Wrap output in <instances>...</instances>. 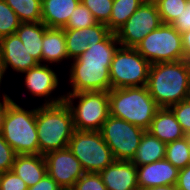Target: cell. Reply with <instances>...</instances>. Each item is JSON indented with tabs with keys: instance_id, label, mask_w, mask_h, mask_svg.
Returning a JSON list of instances; mask_svg holds the SVG:
<instances>
[{
	"instance_id": "cell-15",
	"label": "cell",
	"mask_w": 190,
	"mask_h": 190,
	"mask_svg": "<svg viewBox=\"0 0 190 190\" xmlns=\"http://www.w3.org/2000/svg\"><path fill=\"white\" fill-rule=\"evenodd\" d=\"M68 63L84 53L89 44L103 41L111 31L106 24L97 23L83 29H64Z\"/></svg>"
},
{
	"instance_id": "cell-6",
	"label": "cell",
	"mask_w": 190,
	"mask_h": 190,
	"mask_svg": "<svg viewBox=\"0 0 190 190\" xmlns=\"http://www.w3.org/2000/svg\"><path fill=\"white\" fill-rule=\"evenodd\" d=\"M68 148L80 161L84 172L99 173L115 161L100 131L75 129Z\"/></svg>"
},
{
	"instance_id": "cell-13",
	"label": "cell",
	"mask_w": 190,
	"mask_h": 190,
	"mask_svg": "<svg viewBox=\"0 0 190 190\" xmlns=\"http://www.w3.org/2000/svg\"><path fill=\"white\" fill-rule=\"evenodd\" d=\"M47 174L63 189L71 190L85 173L80 161L66 149L47 153L45 156Z\"/></svg>"
},
{
	"instance_id": "cell-23",
	"label": "cell",
	"mask_w": 190,
	"mask_h": 190,
	"mask_svg": "<svg viewBox=\"0 0 190 190\" xmlns=\"http://www.w3.org/2000/svg\"><path fill=\"white\" fill-rule=\"evenodd\" d=\"M166 143L160 141L147 130L131 162L137 167L165 159Z\"/></svg>"
},
{
	"instance_id": "cell-37",
	"label": "cell",
	"mask_w": 190,
	"mask_h": 190,
	"mask_svg": "<svg viewBox=\"0 0 190 190\" xmlns=\"http://www.w3.org/2000/svg\"><path fill=\"white\" fill-rule=\"evenodd\" d=\"M28 190H63L48 174Z\"/></svg>"
},
{
	"instance_id": "cell-30",
	"label": "cell",
	"mask_w": 190,
	"mask_h": 190,
	"mask_svg": "<svg viewBox=\"0 0 190 190\" xmlns=\"http://www.w3.org/2000/svg\"><path fill=\"white\" fill-rule=\"evenodd\" d=\"M97 23L91 11L80 2L73 10L68 23L63 29H83Z\"/></svg>"
},
{
	"instance_id": "cell-24",
	"label": "cell",
	"mask_w": 190,
	"mask_h": 190,
	"mask_svg": "<svg viewBox=\"0 0 190 190\" xmlns=\"http://www.w3.org/2000/svg\"><path fill=\"white\" fill-rule=\"evenodd\" d=\"M48 27L42 22L21 23L15 34L29 54L42 64V41Z\"/></svg>"
},
{
	"instance_id": "cell-3",
	"label": "cell",
	"mask_w": 190,
	"mask_h": 190,
	"mask_svg": "<svg viewBox=\"0 0 190 190\" xmlns=\"http://www.w3.org/2000/svg\"><path fill=\"white\" fill-rule=\"evenodd\" d=\"M110 115L148 130L160 108L146 86L116 88L108 91Z\"/></svg>"
},
{
	"instance_id": "cell-28",
	"label": "cell",
	"mask_w": 190,
	"mask_h": 190,
	"mask_svg": "<svg viewBox=\"0 0 190 190\" xmlns=\"http://www.w3.org/2000/svg\"><path fill=\"white\" fill-rule=\"evenodd\" d=\"M21 22L14 10L5 2L0 0V38L15 34Z\"/></svg>"
},
{
	"instance_id": "cell-31",
	"label": "cell",
	"mask_w": 190,
	"mask_h": 190,
	"mask_svg": "<svg viewBox=\"0 0 190 190\" xmlns=\"http://www.w3.org/2000/svg\"><path fill=\"white\" fill-rule=\"evenodd\" d=\"M114 0H80L93 14L98 23L107 24L110 20Z\"/></svg>"
},
{
	"instance_id": "cell-35",
	"label": "cell",
	"mask_w": 190,
	"mask_h": 190,
	"mask_svg": "<svg viewBox=\"0 0 190 190\" xmlns=\"http://www.w3.org/2000/svg\"><path fill=\"white\" fill-rule=\"evenodd\" d=\"M0 190H28L26 183L12 170L0 173Z\"/></svg>"
},
{
	"instance_id": "cell-29",
	"label": "cell",
	"mask_w": 190,
	"mask_h": 190,
	"mask_svg": "<svg viewBox=\"0 0 190 190\" xmlns=\"http://www.w3.org/2000/svg\"><path fill=\"white\" fill-rule=\"evenodd\" d=\"M188 0H162L157 4L158 11L164 24H172L184 12Z\"/></svg>"
},
{
	"instance_id": "cell-41",
	"label": "cell",
	"mask_w": 190,
	"mask_h": 190,
	"mask_svg": "<svg viewBox=\"0 0 190 190\" xmlns=\"http://www.w3.org/2000/svg\"><path fill=\"white\" fill-rule=\"evenodd\" d=\"M145 190H179L177 185H163V186H154L147 188Z\"/></svg>"
},
{
	"instance_id": "cell-39",
	"label": "cell",
	"mask_w": 190,
	"mask_h": 190,
	"mask_svg": "<svg viewBox=\"0 0 190 190\" xmlns=\"http://www.w3.org/2000/svg\"><path fill=\"white\" fill-rule=\"evenodd\" d=\"M13 100L14 99L10 96V94L8 95L7 92H5L4 90L1 91L0 93V133L2 132V129H3V123H4V118H5L7 109Z\"/></svg>"
},
{
	"instance_id": "cell-17",
	"label": "cell",
	"mask_w": 190,
	"mask_h": 190,
	"mask_svg": "<svg viewBox=\"0 0 190 190\" xmlns=\"http://www.w3.org/2000/svg\"><path fill=\"white\" fill-rule=\"evenodd\" d=\"M107 190H139L137 168L131 161H114L99 172Z\"/></svg>"
},
{
	"instance_id": "cell-43",
	"label": "cell",
	"mask_w": 190,
	"mask_h": 190,
	"mask_svg": "<svg viewBox=\"0 0 190 190\" xmlns=\"http://www.w3.org/2000/svg\"><path fill=\"white\" fill-rule=\"evenodd\" d=\"M161 1L162 0H144V2L151 3V4H154V5H157Z\"/></svg>"
},
{
	"instance_id": "cell-42",
	"label": "cell",
	"mask_w": 190,
	"mask_h": 190,
	"mask_svg": "<svg viewBox=\"0 0 190 190\" xmlns=\"http://www.w3.org/2000/svg\"><path fill=\"white\" fill-rule=\"evenodd\" d=\"M4 72H3V69H2V64H1V53H0V82L3 83V80H4Z\"/></svg>"
},
{
	"instance_id": "cell-22",
	"label": "cell",
	"mask_w": 190,
	"mask_h": 190,
	"mask_svg": "<svg viewBox=\"0 0 190 190\" xmlns=\"http://www.w3.org/2000/svg\"><path fill=\"white\" fill-rule=\"evenodd\" d=\"M116 33H110L103 41L89 44L87 50L70 62L111 63L119 48Z\"/></svg>"
},
{
	"instance_id": "cell-14",
	"label": "cell",
	"mask_w": 190,
	"mask_h": 190,
	"mask_svg": "<svg viewBox=\"0 0 190 190\" xmlns=\"http://www.w3.org/2000/svg\"><path fill=\"white\" fill-rule=\"evenodd\" d=\"M0 53L4 77L9 74L7 73L8 70H12L15 74H22L39 64V62L29 54L16 34L0 38Z\"/></svg>"
},
{
	"instance_id": "cell-44",
	"label": "cell",
	"mask_w": 190,
	"mask_h": 190,
	"mask_svg": "<svg viewBox=\"0 0 190 190\" xmlns=\"http://www.w3.org/2000/svg\"><path fill=\"white\" fill-rule=\"evenodd\" d=\"M188 142H189V146H190V133L186 135Z\"/></svg>"
},
{
	"instance_id": "cell-7",
	"label": "cell",
	"mask_w": 190,
	"mask_h": 190,
	"mask_svg": "<svg viewBox=\"0 0 190 190\" xmlns=\"http://www.w3.org/2000/svg\"><path fill=\"white\" fill-rule=\"evenodd\" d=\"M135 48L151 65L184 60L182 36L171 24L162 23Z\"/></svg>"
},
{
	"instance_id": "cell-5",
	"label": "cell",
	"mask_w": 190,
	"mask_h": 190,
	"mask_svg": "<svg viewBox=\"0 0 190 190\" xmlns=\"http://www.w3.org/2000/svg\"><path fill=\"white\" fill-rule=\"evenodd\" d=\"M64 101L71 110L76 130L100 131L110 115L107 91L65 93Z\"/></svg>"
},
{
	"instance_id": "cell-10",
	"label": "cell",
	"mask_w": 190,
	"mask_h": 190,
	"mask_svg": "<svg viewBox=\"0 0 190 190\" xmlns=\"http://www.w3.org/2000/svg\"><path fill=\"white\" fill-rule=\"evenodd\" d=\"M111 63L69 62L68 87L65 93H80L111 90Z\"/></svg>"
},
{
	"instance_id": "cell-45",
	"label": "cell",
	"mask_w": 190,
	"mask_h": 190,
	"mask_svg": "<svg viewBox=\"0 0 190 190\" xmlns=\"http://www.w3.org/2000/svg\"><path fill=\"white\" fill-rule=\"evenodd\" d=\"M2 85H3V84L0 82V91H3V90H1Z\"/></svg>"
},
{
	"instance_id": "cell-8",
	"label": "cell",
	"mask_w": 190,
	"mask_h": 190,
	"mask_svg": "<svg viewBox=\"0 0 190 190\" xmlns=\"http://www.w3.org/2000/svg\"><path fill=\"white\" fill-rule=\"evenodd\" d=\"M150 66L136 48L119 46L109 70L111 89L146 86Z\"/></svg>"
},
{
	"instance_id": "cell-11",
	"label": "cell",
	"mask_w": 190,
	"mask_h": 190,
	"mask_svg": "<svg viewBox=\"0 0 190 190\" xmlns=\"http://www.w3.org/2000/svg\"><path fill=\"white\" fill-rule=\"evenodd\" d=\"M162 20L157 5L143 2L116 32L120 46L135 48L150 32L157 29Z\"/></svg>"
},
{
	"instance_id": "cell-4",
	"label": "cell",
	"mask_w": 190,
	"mask_h": 190,
	"mask_svg": "<svg viewBox=\"0 0 190 190\" xmlns=\"http://www.w3.org/2000/svg\"><path fill=\"white\" fill-rule=\"evenodd\" d=\"M1 134L17 155L39 154L36 107L25 108L13 100L7 109Z\"/></svg>"
},
{
	"instance_id": "cell-27",
	"label": "cell",
	"mask_w": 190,
	"mask_h": 190,
	"mask_svg": "<svg viewBox=\"0 0 190 190\" xmlns=\"http://www.w3.org/2000/svg\"><path fill=\"white\" fill-rule=\"evenodd\" d=\"M165 159L178 170L190 163V146L187 137L166 144Z\"/></svg>"
},
{
	"instance_id": "cell-19",
	"label": "cell",
	"mask_w": 190,
	"mask_h": 190,
	"mask_svg": "<svg viewBox=\"0 0 190 190\" xmlns=\"http://www.w3.org/2000/svg\"><path fill=\"white\" fill-rule=\"evenodd\" d=\"M12 171L27 185L34 186L47 174L45 157L41 154L16 155Z\"/></svg>"
},
{
	"instance_id": "cell-36",
	"label": "cell",
	"mask_w": 190,
	"mask_h": 190,
	"mask_svg": "<svg viewBox=\"0 0 190 190\" xmlns=\"http://www.w3.org/2000/svg\"><path fill=\"white\" fill-rule=\"evenodd\" d=\"M181 34L190 30V0L186 5L184 12L171 24Z\"/></svg>"
},
{
	"instance_id": "cell-26",
	"label": "cell",
	"mask_w": 190,
	"mask_h": 190,
	"mask_svg": "<svg viewBox=\"0 0 190 190\" xmlns=\"http://www.w3.org/2000/svg\"><path fill=\"white\" fill-rule=\"evenodd\" d=\"M14 10L21 23L41 22L42 0H5Z\"/></svg>"
},
{
	"instance_id": "cell-20",
	"label": "cell",
	"mask_w": 190,
	"mask_h": 190,
	"mask_svg": "<svg viewBox=\"0 0 190 190\" xmlns=\"http://www.w3.org/2000/svg\"><path fill=\"white\" fill-rule=\"evenodd\" d=\"M147 131L166 144L186 136L168 107L158 109Z\"/></svg>"
},
{
	"instance_id": "cell-32",
	"label": "cell",
	"mask_w": 190,
	"mask_h": 190,
	"mask_svg": "<svg viewBox=\"0 0 190 190\" xmlns=\"http://www.w3.org/2000/svg\"><path fill=\"white\" fill-rule=\"evenodd\" d=\"M71 190H107L99 173L85 172Z\"/></svg>"
},
{
	"instance_id": "cell-25",
	"label": "cell",
	"mask_w": 190,
	"mask_h": 190,
	"mask_svg": "<svg viewBox=\"0 0 190 190\" xmlns=\"http://www.w3.org/2000/svg\"><path fill=\"white\" fill-rule=\"evenodd\" d=\"M144 0H114L109 22L106 24L112 33H116L143 4Z\"/></svg>"
},
{
	"instance_id": "cell-21",
	"label": "cell",
	"mask_w": 190,
	"mask_h": 190,
	"mask_svg": "<svg viewBox=\"0 0 190 190\" xmlns=\"http://www.w3.org/2000/svg\"><path fill=\"white\" fill-rule=\"evenodd\" d=\"M80 0H42L41 22L49 28H64Z\"/></svg>"
},
{
	"instance_id": "cell-12",
	"label": "cell",
	"mask_w": 190,
	"mask_h": 190,
	"mask_svg": "<svg viewBox=\"0 0 190 190\" xmlns=\"http://www.w3.org/2000/svg\"><path fill=\"white\" fill-rule=\"evenodd\" d=\"M55 66L39 63L37 66L30 68L28 71L23 72L21 75L24 77L25 90L33 98H41L44 100L41 104H58L64 101L65 92H59L60 76L56 73ZM59 76V77H58ZM58 94V95H57Z\"/></svg>"
},
{
	"instance_id": "cell-9",
	"label": "cell",
	"mask_w": 190,
	"mask_h": 190,
	"mask_svg": "<svg viewBox=\"0 0 190 190\" xmlns=\"http://www.w3.org/2000/svg\"><path fill=\"white\" fill-rule=\"evenodd\" d=\"M146 130L123 119L108 116L100 130L116 161H131Z\"/></svg>"
},
{
	"instance_id": "cell-34",
	"label": "cell",
	"mask_w": 190,
	"mask_h": 190,
	"mask_svg": "<svg viewBox=\"0 0 190 190\" xmlns=\"http://www.w3.org/2000/svg\"><path fill=\"white\" fill-rule=\"evenodd\" d=\"M16 155V152L5 141L2 134L0 133V173L12 170Z\"/></svg>"
},
{
	"instance_id": "cell-18",
	"label": "cell",
	"mask_w": 190,
	"mask_h": 190,
	"mask_svg": "<svg viewBox=\"0 0 190 190\" xmlns=\"http://www.w3.org/2000/svg\"><path fill=\"white\" fill-rule=\"evenodd\" d=\"M68 67V52L63 28H47L42 41V64Z\"/></svg>"
},
{
	"instance_id": "cell-16",
	"label": "cell",
	"mask_w": 190,
	"mask_h": 190,
	"mask_svg": "<svg viewBox=\"0 0 190 190\" xmlns=\"http://www.w3.org/2000/svg\"><path fill=\"white\" fill-rule=\"evenodd\" d=\"M136 168L139 190L177 184L179 170L166 159L137 166Z\"/></svg>"
},
{
	"instance_id": "cell-1",
	"label": "cell",
	"mask_w": 190,
	"mask_h": 190,
	"mask_svg": "<svg viewBox=\"0 0 190 190\" xmlns=\"http://www.w3.org/2000/svg\"><path fill=\"white\" fill-rule=\"evenodd\" d=\"M146 87L160 108L189 99L190 62L184 59L152 64Z\"/></svg>"
},
{
	"instance_id": "cell-38",
	"label": "cell",
	"mask_w": 190,
	"mask_h": 190,
	"mask_svg": "<svg viewBox=\"0 0 190 190\" xmlns=\"http://www.w3.org/2000/svg\"><path fill=\"white\" fill-rule=\"evenodd\" d=\"M176 185L179 190H190V163L179 170Z\"/></svg>"
},
{
	"instance_id": "cell-33",
	"label": "cell",
	"mask_w": 190,
	"mask_h": 190,
	"mask_svg": "<svg viewBox=\"0 0 190 190\" xmlns=\"http://www.w3.org/2000/svg\"><path fill=\"white\" fill-rule=\"evenodd\" d=\"M181 125L185 135L190 133V99L183 100L169 107Z\"/></svg>"
},
{
	"instance_id": "cell-2",
	"label": "cell",
	"mask_w": 190,
	"mask_h": 190,
	"mask_svg": "<svg viewBox=\"0 0 190 190\" xmlns=\"http://www.w3.org/2000/svg\"><path fill=\"white\" fill-rule=\"evenodd\" d=\"M39 154L66 149L75 130L73 117L65 101L36 107Z\"/></svg>"
},
{
	"instance_id": "cell-40",
	"label": "cell",
	"mask_w": 190,
	"mask_h": 190,
	"mask_svg": "<svg viewBox=\"0 0 190 190\" xmlns=\"http://www.w3.org/2000/svg\"><path fill=\"white\" fill-rule=\"evenodd\" d=\"M181 36L183 43L184 59L190 62V30L181 33Z\"/></svg>"
}]
</instances>
